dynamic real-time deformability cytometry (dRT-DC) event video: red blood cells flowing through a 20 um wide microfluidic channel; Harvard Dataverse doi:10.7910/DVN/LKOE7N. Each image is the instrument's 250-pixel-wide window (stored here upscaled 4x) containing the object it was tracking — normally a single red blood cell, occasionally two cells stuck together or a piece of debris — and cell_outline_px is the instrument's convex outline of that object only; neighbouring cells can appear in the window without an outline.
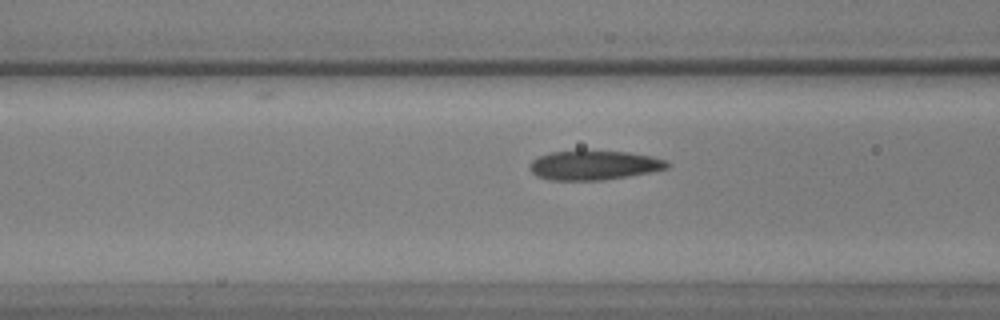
{"species": "common noctule bat (a hibernating species)", "species_latin": "Nyctalus noctula", "temperature_condition": "warm", "stored_images_in_passage": 11, "camera_frame_rate_fps": 3000, "um_per_image_px": 0.085, "animal": {"sex": "male", "body_mass_g": 17.9, "forearm_length_mm": 54.2}, "frame": {"image": 1, "passage_image": 8, "time_ms": 2.333, "image_size_px": [1000, 320], "cell_outline_px": [[672, 164], [668, 168], [652, 172], [604, 180], [548, 180], [536, 176], [528, 168], [528, 164], [532, 160], [540, 156], [552, 152], [628, 152], [652, 156], [664, 160]], "centroid_in_image_um": [50.49, 14.07], "position_along_channel_um": 116.1, "area_um2": 23.29}}